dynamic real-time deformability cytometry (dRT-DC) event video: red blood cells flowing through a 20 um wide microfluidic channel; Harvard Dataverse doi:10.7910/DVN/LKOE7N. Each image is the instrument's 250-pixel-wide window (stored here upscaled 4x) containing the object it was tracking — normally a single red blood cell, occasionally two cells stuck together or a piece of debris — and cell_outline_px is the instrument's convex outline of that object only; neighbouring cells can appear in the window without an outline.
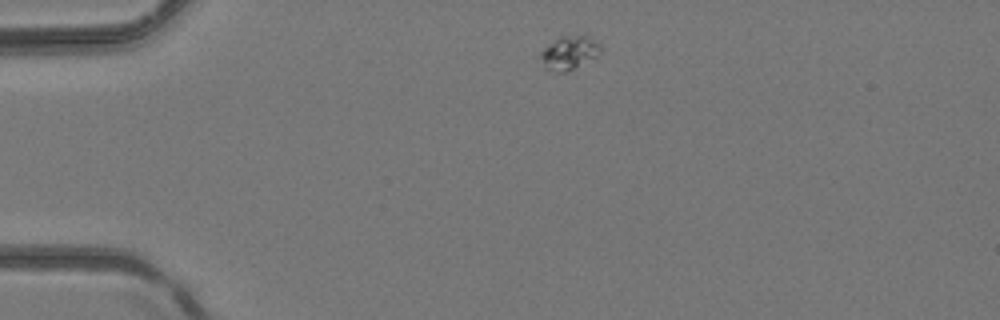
{"species": "common noctule bat (a hibernating species)", "species_latin": "Nyctalus noctula", "temperature_condition": "room temperature", "stored_images_in_passage": 2, "camera_frame_rate_fps": 3000, "um_per_image_px": 0.085, "animal": {"sex": "female", "body_mass_g": 24.6, "forearm_length_mm": 56.2}, "frame": {"image": 1, "passage_image": 1, "time_ms": 0.0, "image_size_px": [1000, 320], "cell_outline_px": [[600, 52], [596, 56], [564, 72], [556, 72], [544, 68], [540, 56], [540, 52], [544, 48], [560, 36], [584, 36], [600, 44]], "centroid_in_image_um": [48.32, 4.49], "position_along_channel_um": 36.7, "area_um2": 11.21}}